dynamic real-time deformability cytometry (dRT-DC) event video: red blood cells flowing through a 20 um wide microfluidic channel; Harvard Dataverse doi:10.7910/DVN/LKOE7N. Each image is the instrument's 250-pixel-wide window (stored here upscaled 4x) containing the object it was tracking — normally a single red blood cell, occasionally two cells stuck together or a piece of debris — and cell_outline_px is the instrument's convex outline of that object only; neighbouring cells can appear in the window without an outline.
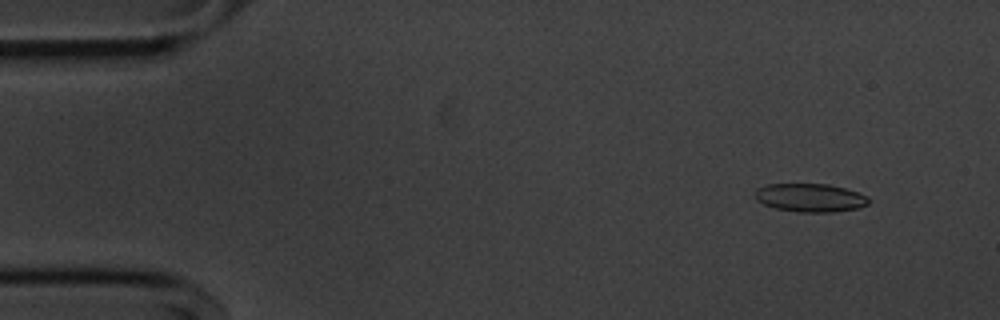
{"species": "common noctule bat (a hibernating species)", "species_latin": "Nyctalus noctula", "temperature_condition": "cold", "stored_images_in_passage": 54, "camera_frame_rate_fps": 3000, "um_per_image_px": 0.085, "animal": {"sex": "male", "body_mass_g": 20.1, "forearm_length_mm": 53.5}, "frame": {"image": 1, "passage_image": 4, "time_ms": 1.0, "image_size_px": [1000, 320], "cell_outline_px": [[868, 204], [856, 208], [832, 212], [796, 212], [776, 208], [764, 204], [756, 200], [756, 188], [768, 184], [828, 184], [844, 188], [868, 196]], "centroid_in_image_um": [68.84, 16.8], "position_along_channel_um": 16.2, "area_um2": 18.61}}
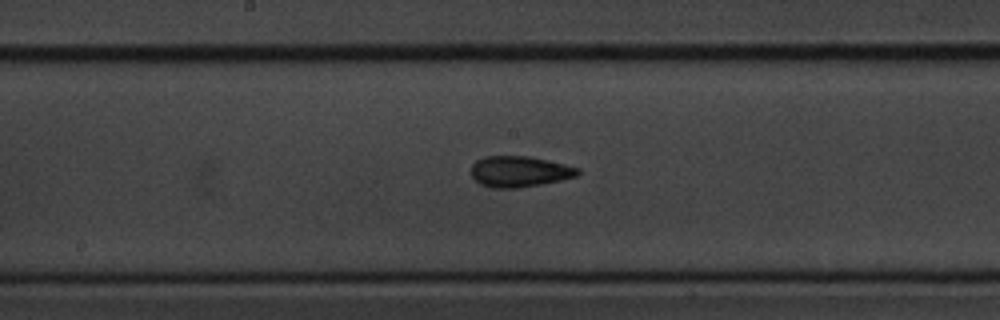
{"frame": {"image": 2, "passage_image": 27, "time_ms": 8.667, "image_size_px": [1000, 320], "cell_outline_px": [[580, 172], [576, 176], [560, 180], [520, 188], [492, 188], [480, 184], [472, 176], [472, 164], [476, 160], [484, 156], [528, 156], [564, 164], [580, 168]], "centroid_in_image_um": [44.13, 14.58], "position_along_channel_um": 204.1, "area_um2": 19.13}}
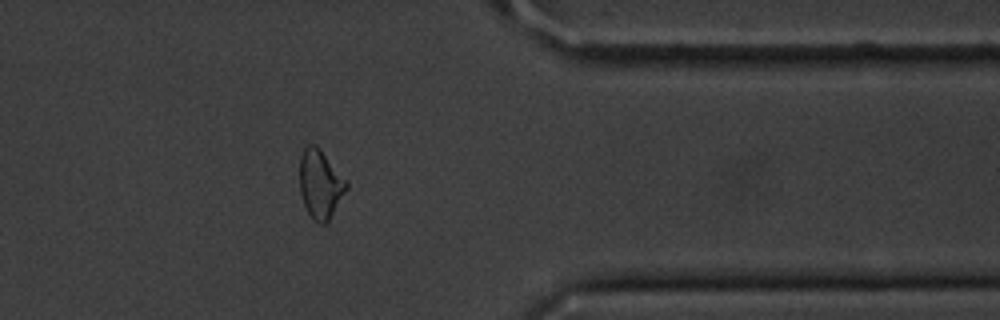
{"frame": {"image": 3, "passage_image": 43, "time_ms": 14.0, "image_size_px": [1000, 320], "cell_outline_px": [[348, 188], [328, 220], [324, 224], [320, 224], [312, 220], [304, 204], [300, 192], [300, 156], [304, 148], [308, 144], [316, 144], [320, 148], [348, 180]], "centroid_in_image_um": [27.23, 15.62], "position_along_channel_um": 384.2, "area_um2": 18.84}, "authors_computed_cell_mechanics": {"area_um2": 19.0162, "velocity_mm_per_s": 3.6476, "shape_relaxation_time_tau1_ms": 5.9537, "shape_relaxation_time_tau2_ms": 1.8915, "deformation_change_tau1": 0.1295, "deformation_change_tau2": 0.0832}}